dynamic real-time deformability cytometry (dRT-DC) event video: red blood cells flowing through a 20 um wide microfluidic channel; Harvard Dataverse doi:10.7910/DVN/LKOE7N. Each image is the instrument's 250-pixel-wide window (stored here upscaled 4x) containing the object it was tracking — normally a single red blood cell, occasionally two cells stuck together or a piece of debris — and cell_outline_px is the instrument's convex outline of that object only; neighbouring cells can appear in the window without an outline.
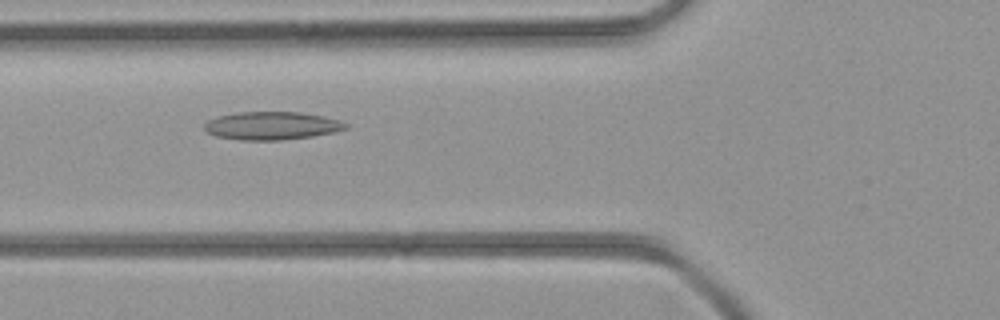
{"species": "common noctule bat (a hibernating species)", "species_latin": "Nyctalus noctula", "temperature_condition": "room temperature", "stored_images_in_passage": 30, "camera_frame_rate_fps": 3000, "um_per_image_px": 0.085, "animal": {"sex": "female", "body_mass_g": 21.9}, "frame": {"image": 1, "passage_image": 3, "time_ms": 0.667, "image_size_px": [1000, 320], "cell_outline_px": [[348, 128], [332, 132], [312, 136], [280, 140], [240, 140], [216, 136], [208, 132], [204, 128], [204, 124], [208, 120], [216, 116], [236, 112], [300, 112], [324, 116], [340, 120], [348, 124]], "centroid_in_image_um": [23.09, 10.68], "position_along_channel_um": 102.7, "area_um2": 23.12}}
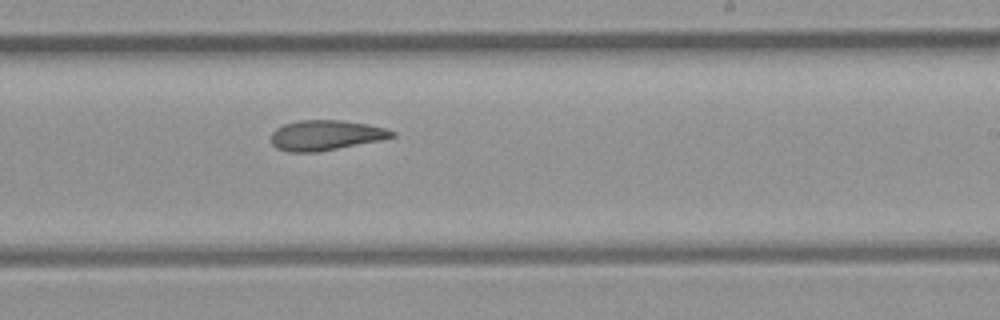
{"frame": {"image": 2, "passage_image": 13, "time_ms": 4.0, "image_size_px": [1000, 320], "cell_outline_px": [[396, 136], [384, 140], [316, 152], [288, 152], [276, 148], [272, 144], [272, 132], [276, 128], [284, 124], [300, 120], [340, 120], [368, 124], [384, 128], [396, 132]], "centroid_in_image_um": [27.71, 11.5], "position_along_channel_um": 261.3, "area_um2": 21.33}}
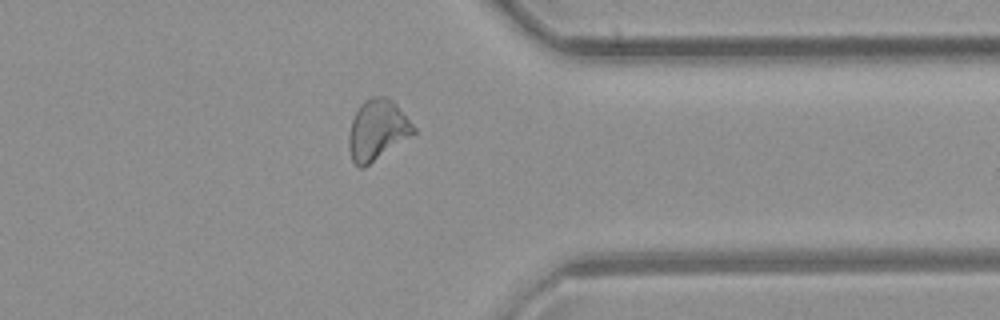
{"frame": {"image": 3, "passage_image": 21, "time_ms": 6.667, "image_size_px": [1000, 320], "cell_outline_px": [[416, 132], [412, 136], [364, 168], [360, 168], [352, 160], [348, 148], [348, 136], [352, 120], [360, 104], [364, 100], [372, 96], [388, 96], [396, 104], [416, 128]], "centroid_in_image_um": [32.07, 11.05], "position_along_channel_um": 379.3, "area_um2": 22.95}}